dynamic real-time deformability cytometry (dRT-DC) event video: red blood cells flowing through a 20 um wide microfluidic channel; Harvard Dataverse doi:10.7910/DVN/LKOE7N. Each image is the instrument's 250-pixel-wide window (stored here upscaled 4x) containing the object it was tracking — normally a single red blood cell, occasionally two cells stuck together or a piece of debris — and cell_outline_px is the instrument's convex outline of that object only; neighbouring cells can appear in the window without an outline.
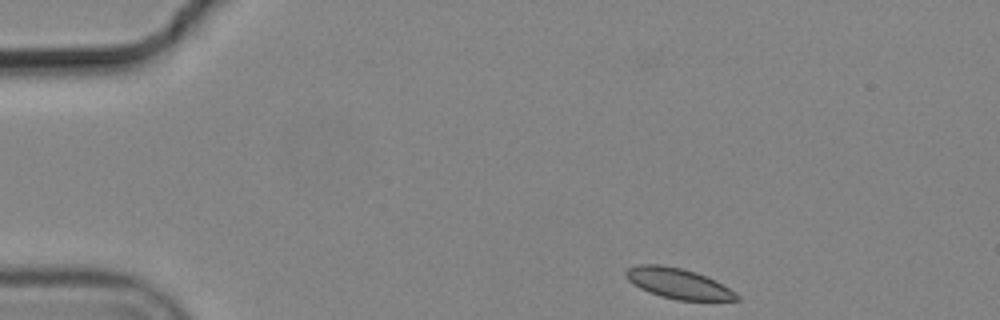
{"species": "common noctule bat (a hibernating species)", "species_latin": "Nyctalus noctula", "temperature_condition": "cold", "stored_images_in_passage": 3, "camera_frame_rate_fps": 3000, "um_per_image_px": 0.085, "animal": {"sex": "male", "body_mass_g": 19.2, "forearm_length_mm": 51.8}, "frame": {"image": 1, "passage_image": 1, "time_ms": 0.0, "image_size_px": [1000, 320], "cell_outline_px": [[740, 300], [676, 300], [660, 296], [640, 288], [632, 284], [624, 276], [624, 272], [628, 268], [640, 264], [660, 264], [680, 268], [696, 272], [716, 280], [736, 292], [740, 296]], "centroid_in_image_um": [57.64, 24.09], "position_along_channel_um": 27.4, "area_um2": 19.71}}